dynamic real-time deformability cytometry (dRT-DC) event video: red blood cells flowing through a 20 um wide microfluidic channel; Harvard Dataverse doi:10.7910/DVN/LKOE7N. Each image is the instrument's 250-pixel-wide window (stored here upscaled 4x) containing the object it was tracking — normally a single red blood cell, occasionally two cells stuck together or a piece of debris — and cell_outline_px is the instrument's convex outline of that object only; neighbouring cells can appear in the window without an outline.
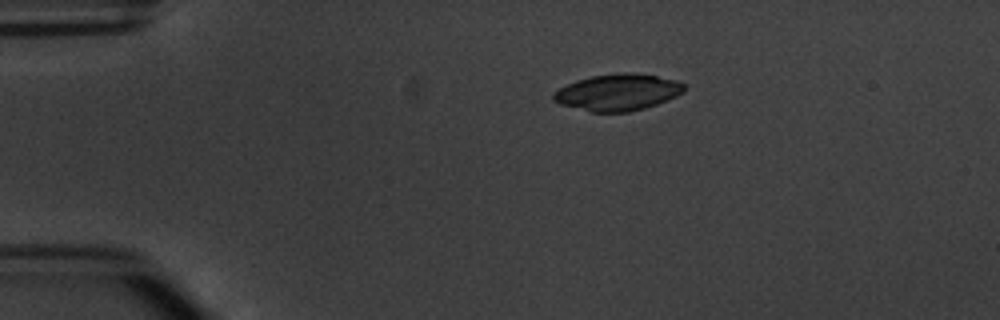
{"species": "common noctule bat (a hibernating species)", "species_latin": "Nyctalus noctula", "temperature_condition": "warm", "stored_images_in_passage": 5, "camera_frame_rate_fps": 3000, "um_per_image_px": 0.085, "animal": {"sex": "male", "body_mass_g": 20.1, "forearm_length_mm": 53.5}, "frame": {"image": 1, "passage_image": 3, "time_ms": 2.333, "image_size_px": [1000, 320], "cell_outline_px": [[684, 92], [668, 100], [644, 108], [628, 112], [592, 112], [560, 104], [552, 100], [552, 92], [576, 80], [592, 76], [624, 72], [628, 72], [656, 76], [676, 80], [684, 84]], "centroid_in_image_um": [52.49, 7.85], "position_along_channel_um": 32.5, "area_um2": 27.74}}